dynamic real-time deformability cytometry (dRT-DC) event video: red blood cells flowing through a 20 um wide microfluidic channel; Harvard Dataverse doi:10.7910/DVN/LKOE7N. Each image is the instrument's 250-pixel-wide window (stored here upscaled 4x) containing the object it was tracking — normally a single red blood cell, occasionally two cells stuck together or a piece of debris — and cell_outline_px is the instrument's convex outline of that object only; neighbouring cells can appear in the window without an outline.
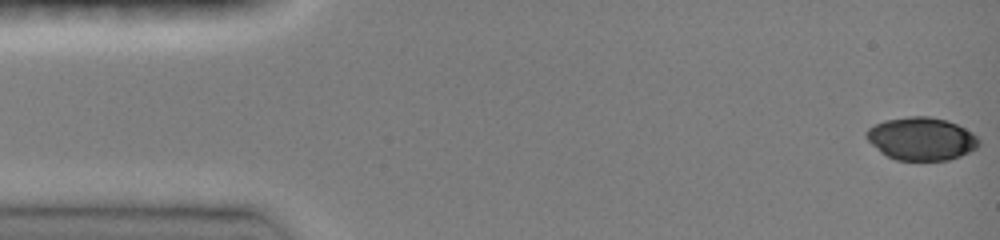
{"species": "common noctule bat (a hibernating species)", "species_latin": "Nyctalus noctula", "temperature_condition": "room temperature", "stored_images_in_passage": 47, "camera_frame_rate_fps": 3000, "um_per_image_px": 0.085, "animal": {"sex": "female", "body_mass_g": 19.0, "forearm_length_mm": 51.5}, "frame": {"image": 1, "passage_image": 1, "time_ms": 0.0, "image_size_px": [1000, 240], "cell_outline_px": [[980, 144], [976, 148], [960, 156], [948, 160], [896, 160], [880, 152], [864, 136], [864, 132], [868, 128], [884, 120], [908, 116], [928, 116], [944, 120], [956, 124], [972, 132], [980, 140]], "centroid_in_image_um": [78.3, 11.79], "position_along_channel_um": 6.7, "area_um2": 28.09}}
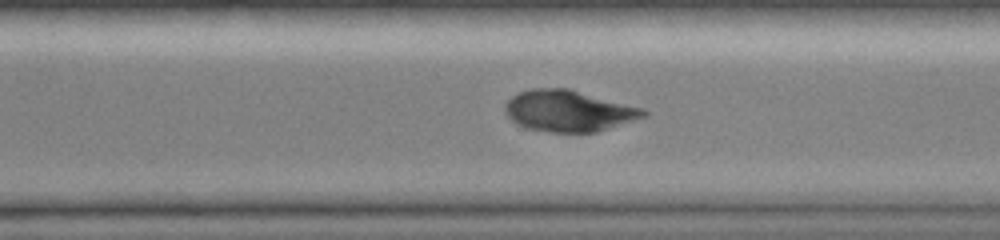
{"frame": {"image": 2, "passage_image": 33, "time_ms": 10.667, "image_size_px": [1000, 240], "cell_outline_px": [[648, 116], [596, 132], [552, 132], [528, 128], [516, 124], [504, 112], [504, 108], [508, 100], [516, 92], [532, 88], [568, 88], [644, 108], [648, 112]], "centroid_in_image_um": [48.34, 9.42], "position_along_channel_um": 322.3, "area_um2": 33.41}}
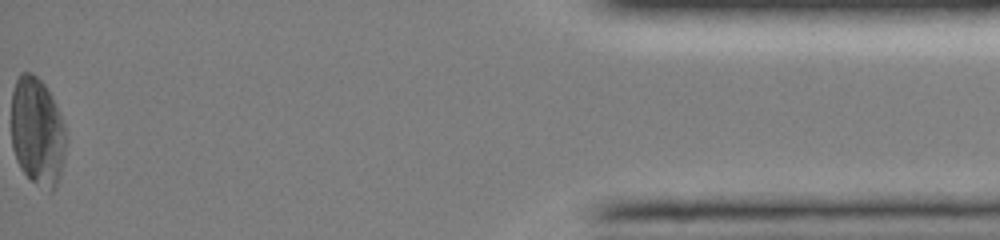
{"frame": {"image": 3, "passage_image": 47, "time_ms": 15.333, "image_size_px": [1000, 240], "cell_outline_px": [[64, 156], [60, 172], [56, 184], [52, 192], [48, 192], [32, 180], [20, 168], [16, 160], [12, 148], [12, 92], [16, 80], [20, 72], [32, 72], [44, 84], [52, 96], [64, 124]], "centroid_in_image_um": [3.14, 11.16], "position_along_channel_um": 432.1, "area_um2": 34.22}}